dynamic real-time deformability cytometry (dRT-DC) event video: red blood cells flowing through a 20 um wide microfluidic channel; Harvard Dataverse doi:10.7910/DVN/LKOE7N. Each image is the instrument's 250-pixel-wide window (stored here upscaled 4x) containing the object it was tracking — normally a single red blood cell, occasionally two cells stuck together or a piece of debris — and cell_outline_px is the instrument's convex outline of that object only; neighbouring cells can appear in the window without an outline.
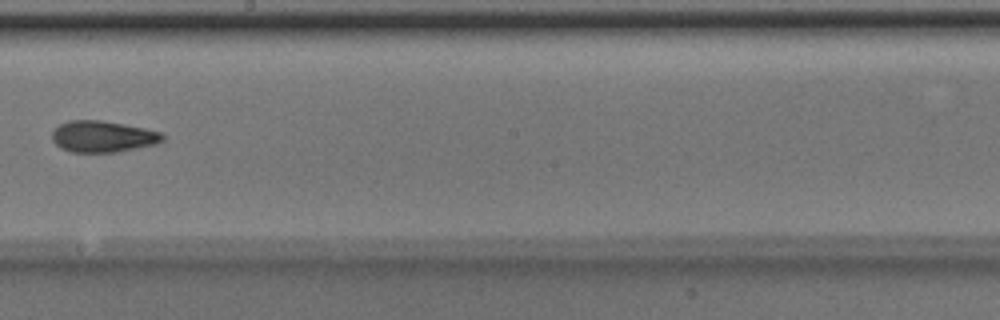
{"species": "Egyptian fruit bat (a non-hibernating species)", "species_latin": "Rousettus aegyptiacus", "temperature_condition": "room temperature", "stored_images_in_passage": 7, "camera_frame_rate_fps": 3000, "um_per_image_px": 0.085, "animal": {"sex": "male"}, "frame": {"image": 1, "passage_image": 7, "time_ms": 2.0, "image_size_px": [1000, 320], "cell_outline_px": [[164, 140], [156, 144], [116, 152], [72, 152], [60, 148], [52, 140], [52, 128], [68, 120], [104, 120], [144, 128], [160, 132], [164, 136]], "centroid_in_image_um": [8.7, 11.59], "position_along_channel_um": 239.5, "area_um2": 20.35}}